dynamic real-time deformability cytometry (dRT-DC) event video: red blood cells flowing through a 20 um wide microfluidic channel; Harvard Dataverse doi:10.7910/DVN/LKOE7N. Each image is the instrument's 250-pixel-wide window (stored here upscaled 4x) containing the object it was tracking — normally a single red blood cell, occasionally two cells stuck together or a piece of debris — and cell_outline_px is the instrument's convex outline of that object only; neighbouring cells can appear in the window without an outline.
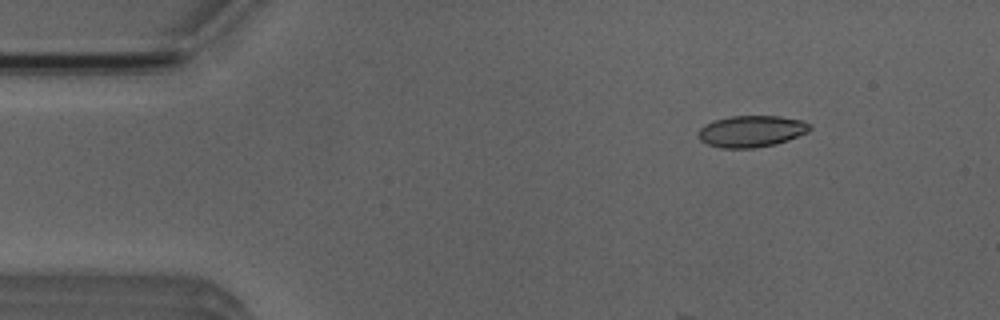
{"species": "Egyptian fruit bat (a non-hibernating species)", "species_latin": "Rousettus aegyptiacus", "temperature_condition": "room temperature", "stored_images_in_passage": 4, "camera_frame_rate_fps": 3000, "um_per_image_px": 0.085, "animal": {"sex": "male"}, "frame": {"image": 1, "passage_image": 2, "time_ms": 1.0, "image_size_px": [1000, 320], "cell_outline_px": [[812, 128], [808, 132], [788, 140], [776, 144], [752, 148], [720, 148], [708, 144], [700, 140], [700, 128], [704, 124], [712, 120], [732, 116], [780, 116], [804, 120]], "centroid_in_image_um": [63.89, 11.15], "position_along_channel_um": 21.1, "area_um2": 20.52}}